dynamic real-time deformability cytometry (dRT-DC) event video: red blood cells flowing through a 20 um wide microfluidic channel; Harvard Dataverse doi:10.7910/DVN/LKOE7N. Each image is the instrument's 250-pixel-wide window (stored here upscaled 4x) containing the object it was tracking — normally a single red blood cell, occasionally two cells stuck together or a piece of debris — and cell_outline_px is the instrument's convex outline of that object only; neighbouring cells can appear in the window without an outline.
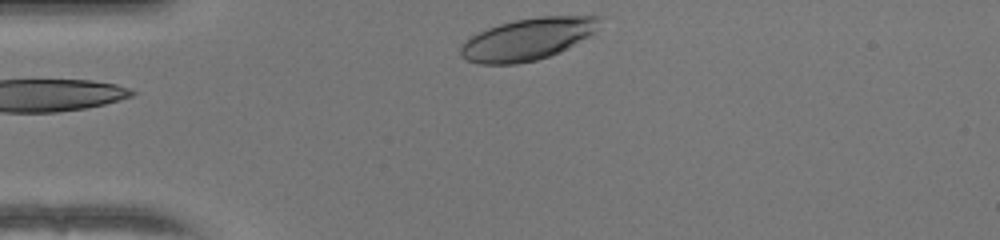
{"species": "human", "species_latin": "Homo sapiens", "temperature_condition": "warm", "stored_images_in_passage": 29, "camera_frame_rate_fps": 3000, "um_per_image_px": 0.085, "donor": {"sex": "female"}, "frame": {"image": 1, "passage_image": 1, "time_ms": 0.0, "image_size_px": [1000, 240], "cell_outline_px": [[604, 16], [592, 32], [588, 36], [568, 48], [560, 52], [536, 60], [516, 64], [480, 64], [468, 60], [460, 56], [460, 44], [472, 36], [488, 28], [500, 24], [516, 20], [540, 16]], "centroid_in_image_um": [44.82, 3.33], "position_along_channel_um": 40.2, "area_um2": 33.58}}
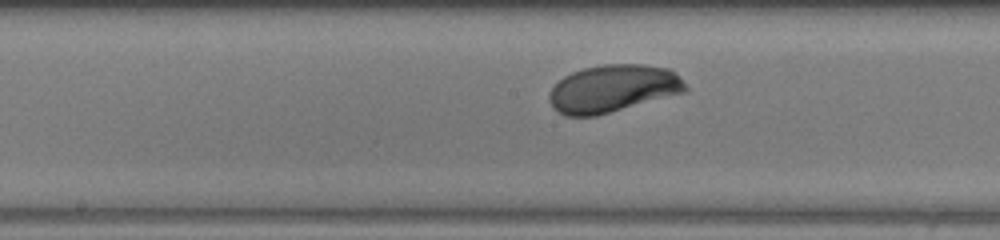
{"frame": {"image": 2, "passage_image": 15, "time_ms": 4.667, "image_size_px": [1000, 240], "cell_outline_px": [[688, 88], [684, 92], [596, 116], [564, 116], [552, 108], [548, 100], [548, 96], [552, 88], [564, 76], [572, 72], [584, 68], [604, 64], [644, 64], [668, 68], [676, 72]], "centroid_in_image_um": [52.08, 7.53], "position_along_channel_um": 196.1, "area_um2": 37.69}}
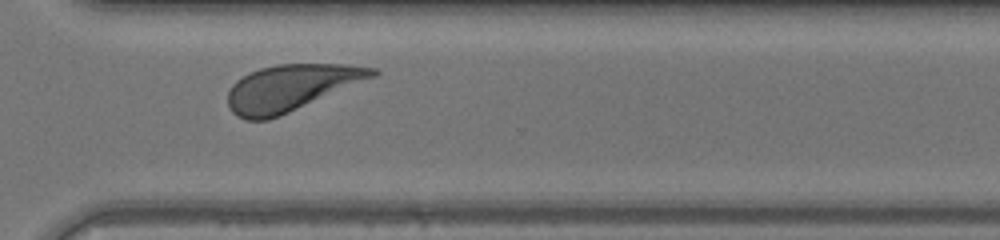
{"frame": {"image": 3, "passage_image": 26, "time_ms": 8.333, "image_size_px": [1000, 240], "cell_outline_px": [[380, 72], [376, 76], [280, 116], [268, 120], [244, 120], [236, 116], [232, 112], [228, 104], [228, 92], [232, 84], [236, 80], [260, 68], [276, 64], [348, 64], [376, 68]], "centroid_in_image_um": [24.73, 7.46], "position_along_channel_um": 345.9, "area_um2": 38.96}, "authors_computed_cell_mechanics": {"area_um2": 37.0498, "velocity_mm_per_s": 4.0707, "shape_relaxation_time_tau1_ms": 2.4444, "shape_relaxation_time_tau2_ms": null, "deformation_change_tau1": 0.1423, "deformation_change_tau2": null}}